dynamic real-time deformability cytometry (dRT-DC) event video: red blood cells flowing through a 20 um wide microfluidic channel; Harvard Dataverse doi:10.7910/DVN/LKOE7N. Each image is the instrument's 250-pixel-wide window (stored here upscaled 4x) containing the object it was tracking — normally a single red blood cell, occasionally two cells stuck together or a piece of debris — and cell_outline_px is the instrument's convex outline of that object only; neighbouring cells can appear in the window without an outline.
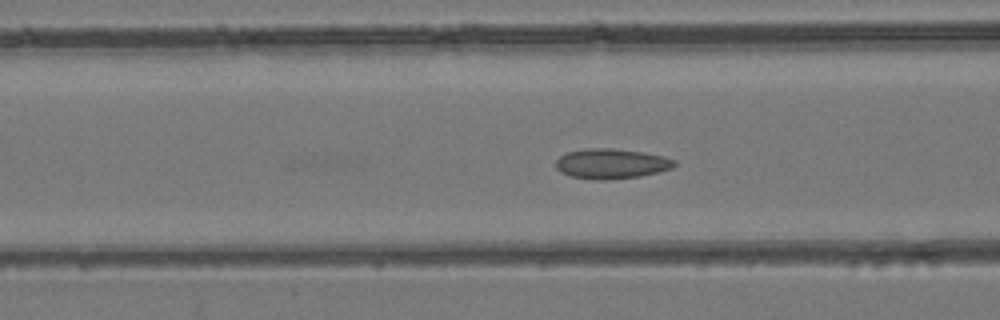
{"species": "common noctule bat (a hibernating species)", "species_latin": "Nyctalus noctula", "temperature_condition": "room temperature", "stored_images_in_passage": 50, "camera_frame_rate_fps": 3000, "um_per_image_px": 0.085, "animal": {"sex": "female", "body_mass_g": 24.6, "forearm_length_mm": 56.2}, "frame": {"image": 1, "passage_image": 19, "time_ms": 6.0, "image_size_px": [1000, 320], "cell_outline_px": [[676, 164], [672, 168], [640, 176], [604, 180], [596, 180], [572, 176], [560, 172], [556, 168], [556, 160], [560, 156], [568, 152], [588, 148], [612, 148], [644, 152], [664, 156], [676, 160]], "centroid_in_image_um": [51.97, 13.91], "position_along_channel_um": 114.6, "area_um2": 20.69}}
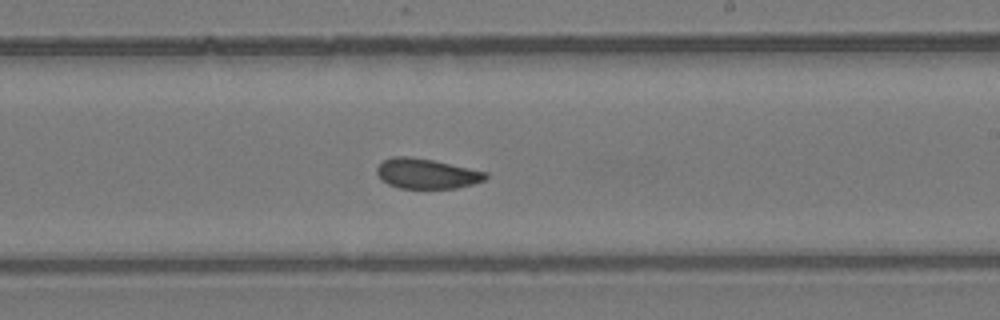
{"frame": {"image": 2, "passage_image": 29, "time_ms": 9.333, "image_size_px": [1000, 320], "cell_outline_px": [[488, 176], [484, 180], [472, 184], [456, 188], [400, 188], [388, 184], [380, 180], [376, 172], [376, 168], [384, 160], [392, 156], [408, 156], [432, 160], [488, 172]], "centroid_in_image_um": [36.23, 14.76], "position_along_channel_um": 252.8, "area_um2": 19.02}}
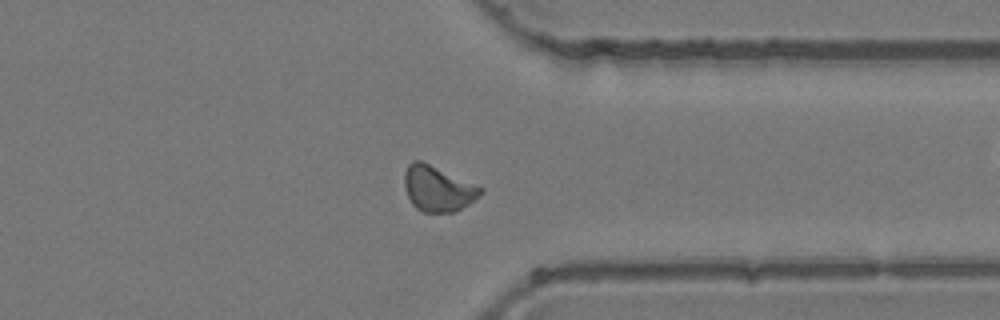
{"frame": {"image": 3, "passage_image": 38, "time_ms": 12.333, "image_size_px": [1000, 320], "cell_outline_px": [[484, 192], [480, 196], [468, 204], [452, 212], [424, 212], [416, 208], [412, 204], [404, 188], [404, 172], [408, 164], [412, 160], [420, 160], [484, 188]], "centroid_in_image_um": [37.2, 16.03], "position_along_channel_um": 374.2, "area_um2": 20.06}}